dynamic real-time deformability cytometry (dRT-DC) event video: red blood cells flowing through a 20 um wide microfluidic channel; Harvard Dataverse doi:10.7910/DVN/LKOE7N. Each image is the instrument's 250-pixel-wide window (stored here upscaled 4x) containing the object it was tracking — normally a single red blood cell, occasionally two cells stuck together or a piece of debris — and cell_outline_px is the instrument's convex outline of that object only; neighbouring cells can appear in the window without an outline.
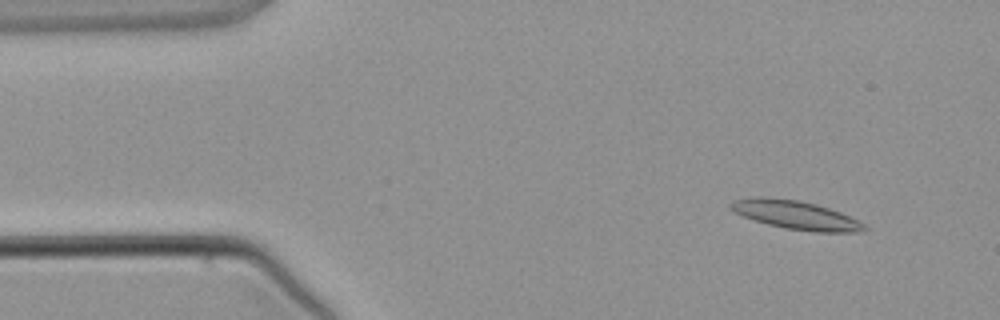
{"species": "common noctule bat (a hibernating species)", "species_latin": "Nyctalus noctula", "temperature_condition": "warm", "stored_images_in_passage": 3, "camera_frame_rate_fps": 3000, "um_per_image_px": 0.085, "animal": {"sex": "male", "body_mass_g": 21.5, "forearm_length_mm": 52.0}, "frame": {"image": 1, "passage_image": 1, "time_ms": 0.0, "image_size_px": [1000, 320], "cell_outline_px": [[868, 228], [860, 232], [812, 232], [784, 228], [768, 224], [744, 216], [736, 212], [728, 204], [732, 200], [756, 196], [764, 196], [800, 200], [816, 204], [840, 212], [864, 224]], "centroid_in_image_um": [67.63, 18.26], "position_along_channel_um": 17.4, "area_um2": 22.2}}
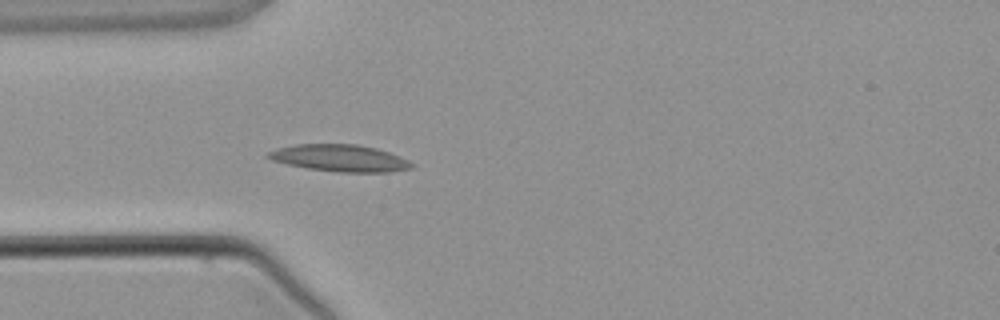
{"frame": {"image": 2, "passage_image": 3, "time_ms": 2.667, "image_size_px": [1000, 320], "cell_outline_px": [[416, 164], [412, 168], [388, 172], [336, 172], [308, 168], [288, 164], [272, 160], [264, 156], [268, 152], [276, 148], [296, 144], [356, 144], [376, 148], [400, 156]], "centroid_in_image_um": [28.89, 13.43], "position_along_channel_um": 56.1, "area_um2": 22.54}}